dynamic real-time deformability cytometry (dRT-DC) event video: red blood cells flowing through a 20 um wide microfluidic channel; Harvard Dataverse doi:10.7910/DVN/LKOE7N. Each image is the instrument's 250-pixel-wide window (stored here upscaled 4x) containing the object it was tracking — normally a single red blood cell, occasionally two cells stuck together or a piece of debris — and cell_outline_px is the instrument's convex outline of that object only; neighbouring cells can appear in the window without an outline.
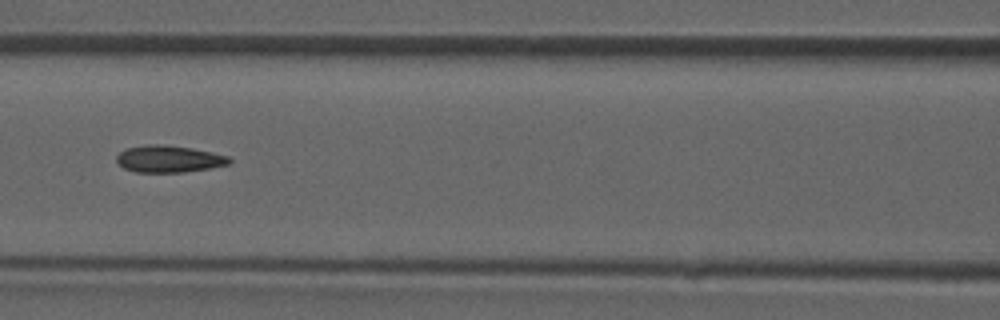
{"species": "common noctule bat (a hibernating species)", "species_latin": "Nyctalus noctula", "temperature_condition": "room temperature", "stored_images_in_passage": 49, "camera_frame_rate_fps": 3000, "um_per_image_px": 0.085, "animal": {"sex": "male", "forearm_length_mm": 52.5}, "frame": {"image": 1, "passage_image": 21, "time_ms": 6.667, "image_size_px": [1000, 320], "cell_outline_px": [[232, 160], [228, 164], [208, 168], [184, 172], [136, 172], [124, 168], [116, 160], [116, 156], [124, 148], [148, 144], [160, 144], [192, 148], [212, 152], [228, 156]], "centroid_in_image_um": [14.33, 13.5], "position_along_channel_um": 152.3, "area_um2": 17.63}}